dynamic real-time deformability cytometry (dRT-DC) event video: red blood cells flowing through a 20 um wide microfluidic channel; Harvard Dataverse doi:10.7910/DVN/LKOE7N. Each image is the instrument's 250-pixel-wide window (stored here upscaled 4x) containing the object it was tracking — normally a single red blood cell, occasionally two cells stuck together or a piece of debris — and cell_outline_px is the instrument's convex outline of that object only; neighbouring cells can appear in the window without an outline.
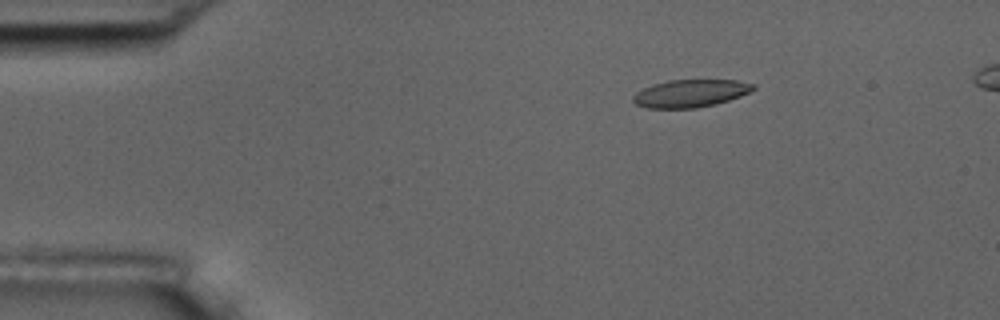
{"species": "common noctule bat (a hibernating species)", "species_latin": "Nyctalus noctula", "temperature_condition": "room temperature", "stored_images_in_passage": 52, "camera_frame_rate_fps": 3000, "um_per_image_px": 0.085, "animal": {"sex": "male", "body_mass_g": 17.5, "forearm_length_mm": 52.3}, "frame": {"image": 1, "passage_image": 7, "time_ms": 2.0, "image_size_px": [1000, 320], "cell_outline_px": [[756, 88], [740, 96], [716, 104], [696, 108], [644, 108], [636, 104], [632, 100], [632, 96], [636, 92], [652, 84], [668, 80], [736, 80], [756, 84]], "centroid_in_image_um": [58.66, 7.93], "position_along_channel_um": 26.3, "area_um2": 19.42}}
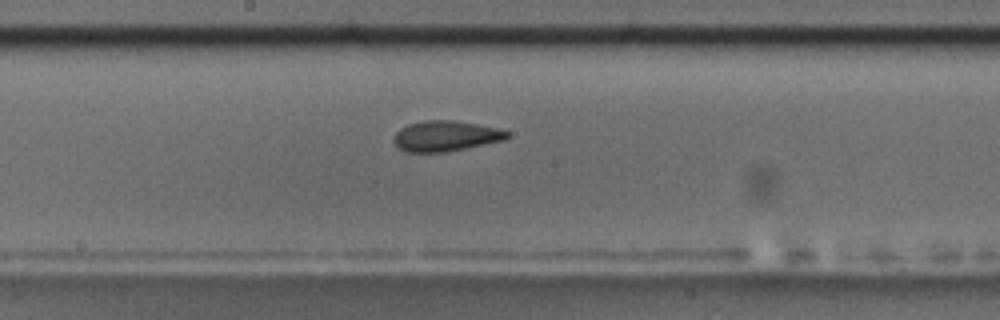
{"frame": {"image": 2, "passage_image": 27, "time_ms": 8.667, "image_size_px": [1000, 320], "cell_outline_px": [[512, 132], [504, 140], [444, 152], [408, 152], [396, 148], [392, 140], [396, 132], [400, 128], [408, 124], [424, 120], [452, 120], [476, 124], [496, 128]], "centroid_in_image_um": [37.82, 11.56], "position_along_channel_um": 210.4, "area_um2": 20.11}}
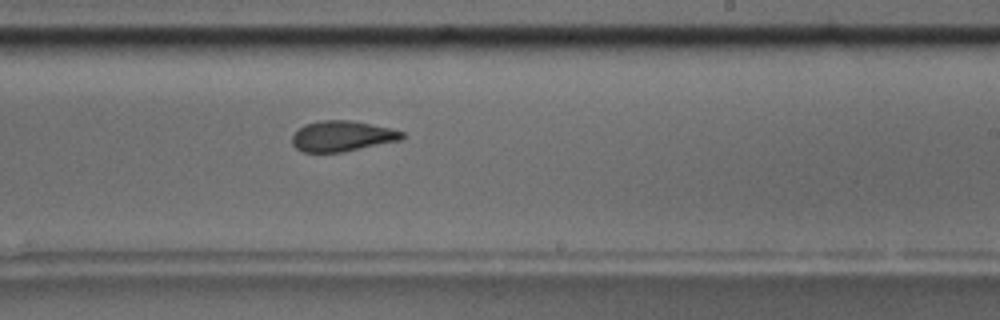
{"frame": {"image": 3, "passage_image": 31, "time_ms": 10.0, "image_size_px": [1000, 320], "cell_outline_px": [[404, 136], [400, 140], [340, 152], [304, 152], [296, 148], [292, 144], [292, 136], [304, 124], [320, 120], [352, 120], [392, 128], [404, 132]], "centroid_in_image_um": [29.07, 11.55], "position_along_channel_um": 259.9, "area_um2": 19.48}}